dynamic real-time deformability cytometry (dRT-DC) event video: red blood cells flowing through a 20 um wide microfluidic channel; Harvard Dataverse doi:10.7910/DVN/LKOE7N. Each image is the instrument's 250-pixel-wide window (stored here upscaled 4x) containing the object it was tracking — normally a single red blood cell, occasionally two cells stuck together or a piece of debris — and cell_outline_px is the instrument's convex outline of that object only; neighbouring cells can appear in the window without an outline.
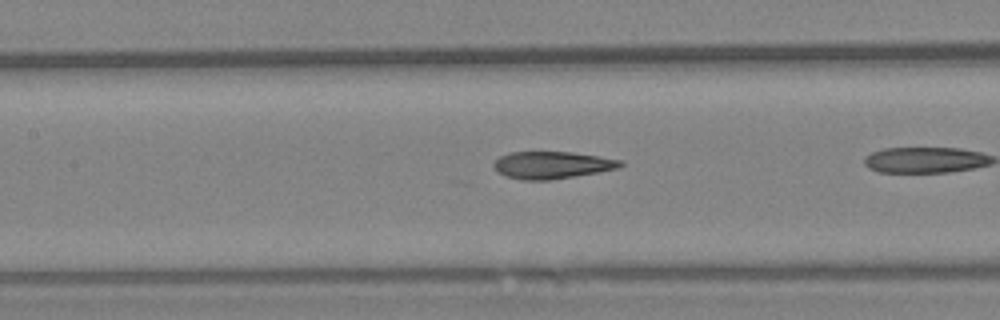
{"species": "Egyptian fruit bat (a non-hibernating species)", "species_latin": "Rousettus aegyptiacus", "temperature_condition": "warm", "stored_images_in_passage": 14, "camera_frame_rate_fps": 3000, "um_per_image_px": 0.085, "animal": {"sex": "female"}, "frame": {"image": 1, "passage_image": 10, "time_ms": 3.0, "image_size_px": [1000, 320], "cell_outline_px": [[624, 164], [620, 168], [600, 172], [552, 180], [524, 180], [504, 176], [496, 172], [492, 164], [500, 156], [512, 152], [572, 152], [600, 156], [624, 160]], "centroid_in_image_um": [46.95, 14.03], "position_along_channel_um": 160.4, "area_um2": 20.4}}